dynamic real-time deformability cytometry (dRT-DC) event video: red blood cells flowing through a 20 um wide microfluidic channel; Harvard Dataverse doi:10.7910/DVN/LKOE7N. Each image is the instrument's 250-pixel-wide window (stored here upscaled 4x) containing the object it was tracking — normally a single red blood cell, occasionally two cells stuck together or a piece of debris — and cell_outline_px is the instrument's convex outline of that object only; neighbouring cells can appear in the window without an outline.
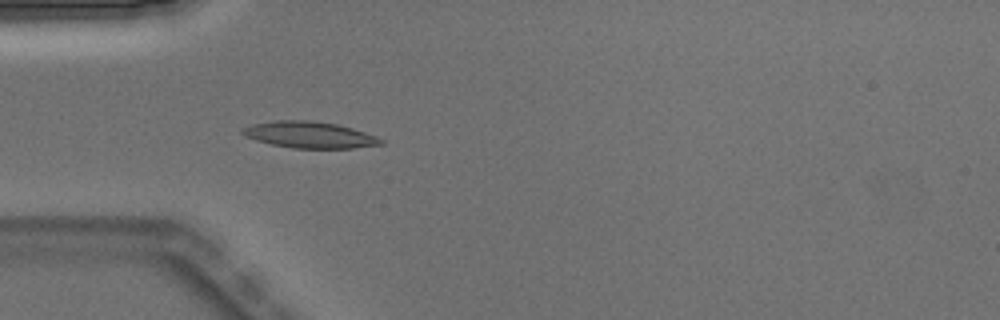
{"species": "Egyptian fruit bat (a non-hibernating species)", "species_latin": "Rousettus aegyptiacus", "temperature_condition": "warm", "stored_images_in_passage": 3, "camera_frame_rate_fps": 3000, "um_per_image_px": 0.085, "animal": {"sex": "male"}, "frame": {"image": 1, "passage_image": 3, "time_ms": 0.667, "image_size_px": [1000, 320], "cell_outline_px": [[384, 144], [352, 148], [292, 148], [272, 144], [256, 140], [244, 136], [240, 132], [240, 128], [252, 124], [276, 120], [312, 120], [336, 124], [352, 128], [376, 136], [384, 140]], "centroid_in_image_um": [26.28, 11.45], "position_along_channel_um": 58.7, "area_um2": 21.39}}